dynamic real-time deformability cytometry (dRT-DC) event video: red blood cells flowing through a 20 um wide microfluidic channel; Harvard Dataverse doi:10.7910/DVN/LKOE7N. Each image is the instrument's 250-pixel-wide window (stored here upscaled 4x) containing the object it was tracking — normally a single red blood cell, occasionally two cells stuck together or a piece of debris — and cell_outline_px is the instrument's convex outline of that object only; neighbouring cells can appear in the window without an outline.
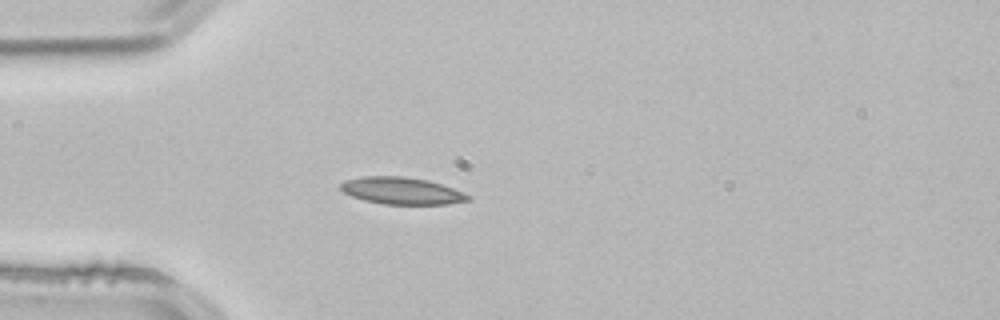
{"species": "common noctule bat (a hibernating species)", "species_latin": "Nyctalus noctula", "temperature_condition": "room temperature", "stored_images_in_passage": 3, "camera_frame_rate_fps": 3000, "um_per_image_px": 0.085, "animal": {"sex": "male", "body_mass_g": 21.5, "forearm_length_mm": 52.0}, "frame": {"image": 1, "passage_image": 3, "time_ms": 0.667, "image_size_px": [1000, 320], "cell_outline_px": [[472, 200], [448, 204], [384, 204], [364, 200], [352, 196], [344, 192], [340, 188], [340, 184], [344, 180], [364, 176], [404, 176], [428, 180], [464, 192], [472, 196]], "centroid_in_image_um": [34.17, 16.21], "position_along_channel_um": 50.8, "area_um2": 20.11}}